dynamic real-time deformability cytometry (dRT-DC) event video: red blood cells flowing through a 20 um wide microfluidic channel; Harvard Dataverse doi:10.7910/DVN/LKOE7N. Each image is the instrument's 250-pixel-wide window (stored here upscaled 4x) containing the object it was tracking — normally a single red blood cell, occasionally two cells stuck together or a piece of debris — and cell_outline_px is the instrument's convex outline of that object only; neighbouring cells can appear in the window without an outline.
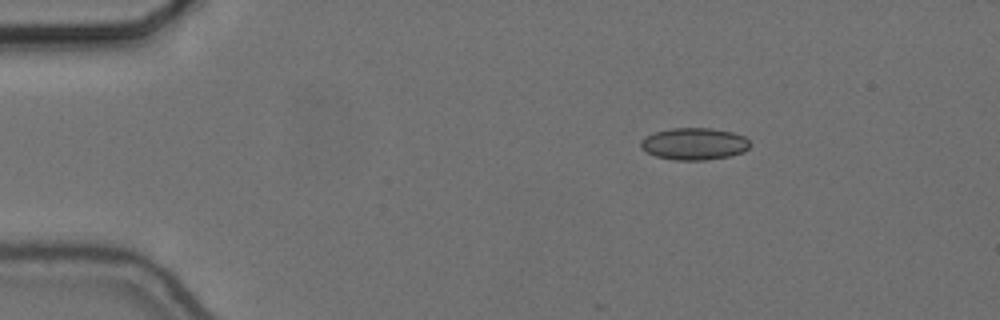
{"species": "common noctule bat (a hibernating species)", "species_latin": "Nyctalus noctula", "temperature_condition": "cold", "stored_images_in_passage": 49, "segment_of_instrument_passage": [1, 2], "camera_frame_rate_fps": 3000, "um_per_image_px": 0.085, "animal": {"sex": "female", "body_mass_g": 24.6, "forearm_length_mm": 56.2}, "frame": {"image": 1, "passage_image": 1, "time_ms": 0.0, "image_size_px": [1000, 320], "cell_outline_px": [[752, 144], [744, 152], [732, 156], [704, 160], [676, 160], [656, 156], [640, 148], [640, 140], [644, 136], [656, 132], [672, 128], [712, 128], [732, 132], [744, 136]], "centroid_in_image_um": [59.02, 12.23], "position_along_channel_um": 26.0, "area_um2": 20.52}}
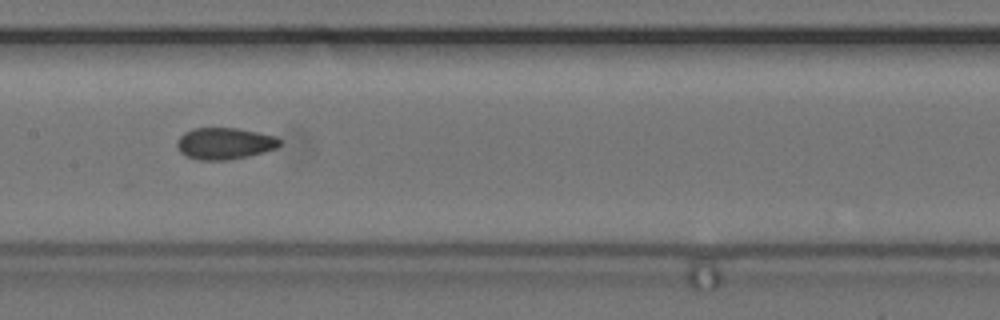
{"frame": {"image": 2, "passage_image": 20, "time_ms": 6.333, "image_size_px": [1000, 320], "cell_outline_px": [[280, 144], [276, 148], [264, 152], [248, 156], [228, 160], [196, 160], [180, 152], [176, 144], [176, 140], [184, 132], [192, 128], [236, 128], [276, 136], [280, 140]], "centroid_in_image_um": [19.06, 12.19], "position_along_channel_um": 188.3, "area_um2": 18.96}}
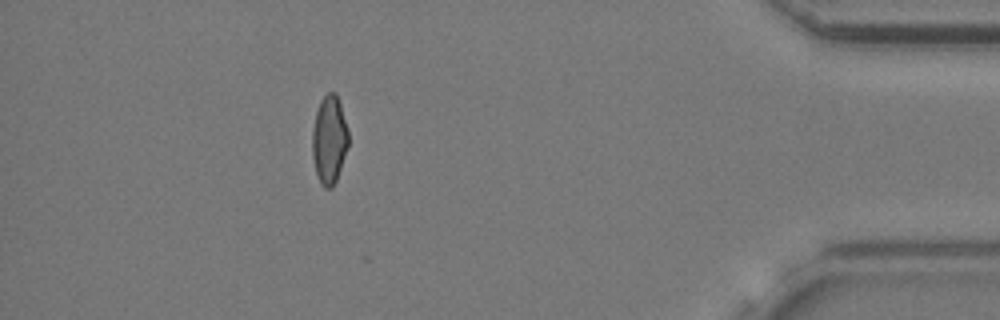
{"frame": {"image": 3, "passage_image": 42, "time_ms": 13.667, "image_size_px": [1000, 320], "cell_outline_px": [[348, 148], [336, 180], [332, 188], [324, 188], [320, 184], [316, 172], [312, 156], [312, 128], [316, 112], [320, 100], [328, 92], [336, 92], [348, 128]], "centroid_in_image_um": [27.98, 11.87], "position_along_channel_um": 407.2, "area_um2": 18.73}}